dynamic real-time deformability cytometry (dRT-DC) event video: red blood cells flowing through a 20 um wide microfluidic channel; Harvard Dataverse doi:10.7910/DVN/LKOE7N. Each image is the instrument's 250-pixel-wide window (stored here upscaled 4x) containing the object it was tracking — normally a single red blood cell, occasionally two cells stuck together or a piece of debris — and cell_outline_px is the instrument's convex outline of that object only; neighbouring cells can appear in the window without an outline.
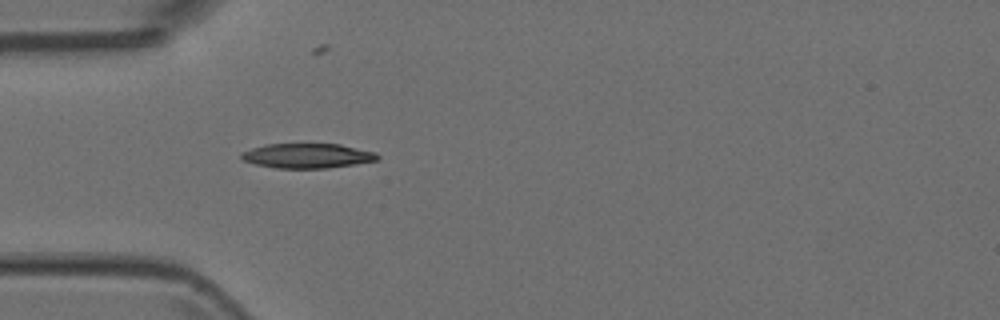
{"species": "Egyptian fruit bat (a non-hibernating species)", "species_latin": "Rousettus aegyptiacus", "temperature_condition": "room temperature", "stored_images_in_passage": 1, "camera_frame_rate_fps": 3000, "um_per_image_px": 0.085, "animal": {"sex": "female"}, "frame": {"image": 1, "passage_image": 1, "time_ms": 0.0, "image_size_px": [1000, 320], "cell_outline_px": [[380, 160], [328, 168], [276, 168], [256, 164], [244, 160], [240, 156], [244, 152], [252, 148], [264, 144], [340, 144], [376, 152], [380, 156]], "centroid_in_image_um": [26.18, 13.24], "position_along_channel_um": 58.8, "area_um2": 19.54}}